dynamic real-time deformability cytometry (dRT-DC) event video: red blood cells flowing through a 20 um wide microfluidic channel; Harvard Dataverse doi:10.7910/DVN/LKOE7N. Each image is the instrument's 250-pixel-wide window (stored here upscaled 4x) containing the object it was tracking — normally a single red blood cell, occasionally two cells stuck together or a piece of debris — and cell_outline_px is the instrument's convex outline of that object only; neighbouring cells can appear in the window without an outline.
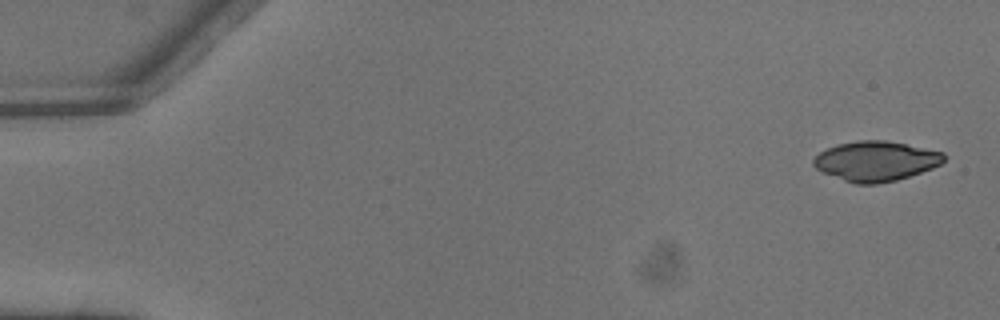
{"species": "common noctule bat (a hibernating species)", "species_latin": "Nyctalus noctula", "temperature_condition": "warm", "stored_images_in_passage": 5, "camera_frame_rate_fps": 3000, "um_per_image_px": 0.085, "animal": {"sex": "male", "body_mass_g": 13.3}, "frame": {"image": 1, "passage_image": 1, "time_ms": 0.0, "image_size_px": [1000, 320], "cell_outline_px": [[944, 160], [940, 164], [932, 168], [896, 180], [876, 184], [856, 184], [844, 180], [824, 172], [816, 168], [812, 164], [812, 160], [820, 152], [836, 144], [860, 140], [884, 140], [944, 152]], "centroid_in_image_um": [74.43, 13.69], "position_along_channel_um": 10.6, "area_um2": 29.94}}
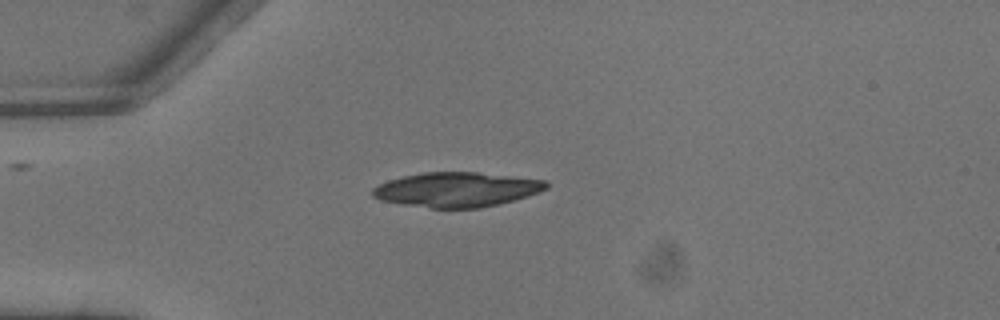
{"frame": {"image": 2, "passage_image": 3, "time_ms": 0.667, "image_size_px": [1000, 320], "cell_outline_px": [[548, 188], [540, 192], [528, 196], [480, 208], [432, 208], [404, 204], [380, 200], [372, 196], [372, 188], [388, 180], [404, 176], [424, 172], [476, 172], [544, 180], [548, 184]], "centroid_in_image_um": [38.81, 16.11], "position_along_channel_um": 46.2, "area_um2": 34.8}}